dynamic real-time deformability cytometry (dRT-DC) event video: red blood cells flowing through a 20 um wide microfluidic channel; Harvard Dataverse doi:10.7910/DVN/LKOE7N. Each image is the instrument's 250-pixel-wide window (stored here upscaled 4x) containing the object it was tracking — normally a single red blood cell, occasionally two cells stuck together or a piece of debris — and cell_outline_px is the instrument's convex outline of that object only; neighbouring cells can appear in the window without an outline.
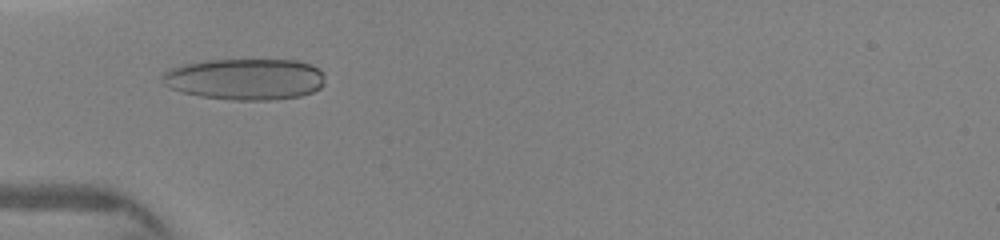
{"species": "human", "species_latin": "Homo sapiens", "temperature_condition": "warm", "stored_images_in_passage": 26, "camera_frame_rate_fps": 3000, "um_per_image_px": 0.085, "donor": {"sex": "female"}, "frame": {"image": 1, "passage_image": 11, "time_ms": 4.667, "image_size_px": [1000, 240], "cell_outline_px": [[324, 84], [320, 88], [312, 92], [300, 96], [272, 100], [232, 100], [200, 96], [180, 92], [164, 84], [160, 76], [164, 72], [172, 68], [184, 64], [204, 60], [296, 60], [312, 64], [324, 72]], "centroid_in_image_um": [20.85, 6.72], "position_along_channel_um": 64.1, "area_um2": 39.48}}
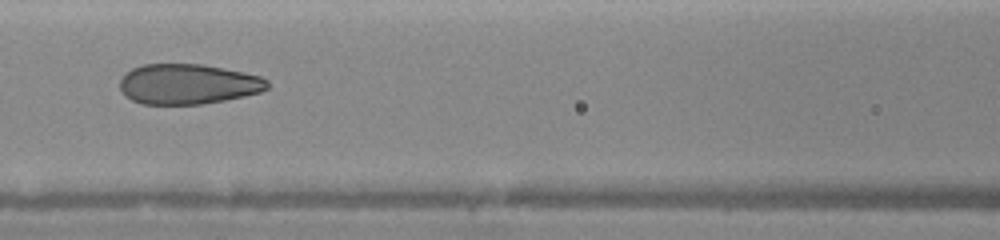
{"frame": {"image": 2, "passage_image": 16, "time_ms": 6.667, "image_size_px": [1000, 240], "cell_outline_px": [[268, 88], [260, 92], [244, 96], [204, 104], [140, 104], [124, 96], [120, 88], [120, 80], [124, 72], [132, 68], [144, 64], [200, 64], [224, 68], [244, 72], [260, 76], [268, 80]], "centroid_in_image_um": [15.95, 7.15], "position_along_channel_um": 150.7, "area_um2": 34.8}}
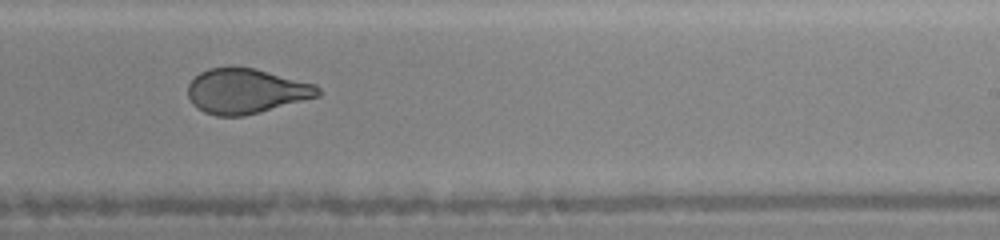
{"frame": {"image": 3, "passage_image": 22, "time_ms": 9.333, "image_size_px": [1000, 240], "cell_outline_px": [[320, 96], [260, 112], [244, 116], [216, 116], [204, 112], [196, 108], [192, 104], [188, 96], [188, 84], [200, 72], [208, 68], [256, 68], [316, 84], [320, 88]], "centroid_in_image_um": [20.92, 7.75], "position_along_channel_um": 268.1, "area_um2": 34.1}}